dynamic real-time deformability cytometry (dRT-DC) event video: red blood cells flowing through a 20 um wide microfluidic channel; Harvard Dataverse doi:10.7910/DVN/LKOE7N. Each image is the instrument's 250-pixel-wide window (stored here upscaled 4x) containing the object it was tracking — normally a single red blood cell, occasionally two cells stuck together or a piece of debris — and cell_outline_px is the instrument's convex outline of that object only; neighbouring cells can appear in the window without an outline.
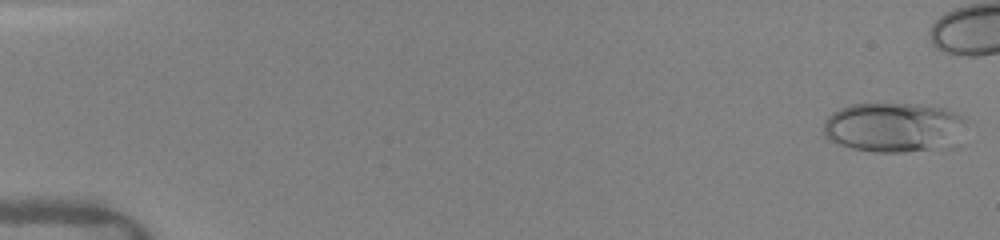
{"species": "human", "species_latin": "Homo sapiens", "temperature_condition": "warm", "stored_images_in_passage": 17, "camera_frame_rate_fps": 3000, "um_per_image_px": 0.085, "donor": {"sex": "female"}, "frame": {"image": 1, "passage_image": 1, "time_ms": 0.0, "image_size_px": [1000, 240], "cell_outline_px": [[968, 120], [928, 148], [904, 152], [876, 152], [852, 148], [836, 144], [828, 140], [824, 136], [824, 120], [832, 112], [840, 108], [852, 104], [920, 104], [944, 108], [964, 116]], "centroid_in_image_um": [75.67, 10.76], "position_along_channel_um": 9.3, "area_um2": 39.25}}